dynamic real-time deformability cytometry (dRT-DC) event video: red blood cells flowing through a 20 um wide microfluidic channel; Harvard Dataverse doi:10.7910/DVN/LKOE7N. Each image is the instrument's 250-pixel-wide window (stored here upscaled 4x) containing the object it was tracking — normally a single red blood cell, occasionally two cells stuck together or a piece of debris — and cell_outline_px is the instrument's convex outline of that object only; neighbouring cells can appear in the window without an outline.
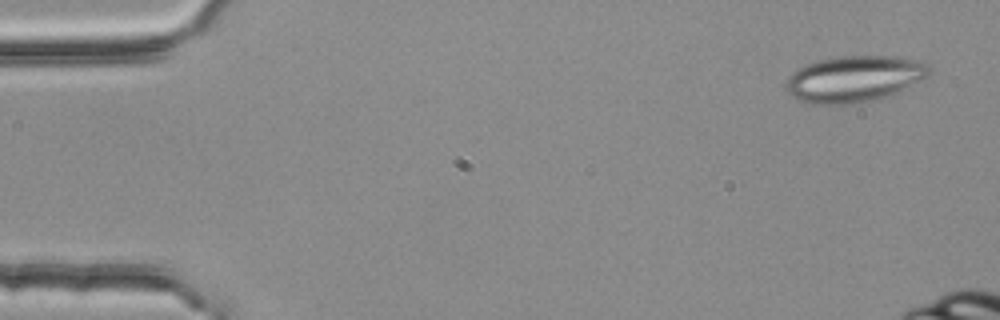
{"species": "common noctule bat (a hibernating species)", "species_latin": "Nyctalus noctula", "temperature_condition": "room temperature", "stored_images_in_passage": 4, "camera_frame_rate_fps": 3000, "um_per_image_px": 0.085, "animal": {"sex": "female", "body_mass_g": 25.1}, "frame": {"image": 1, "passage_image": 1, "time_ms": 0.0, "image_size_px": [1000, 320], "cell_outline_px": [[932, 72], [928, 76], [900, 92], [876, 100], [856, 104], [812, 104], [800, 100], [792, 96], [788, 92], [784, 84], [788, 76], [792, 72], [804, 64], [836, 56], [896, 56], [924, 60]], "centroid_in_image_um": [72.64, 6.7], "position_along_channel_um": 12.4, "area_um2": 39.3}}